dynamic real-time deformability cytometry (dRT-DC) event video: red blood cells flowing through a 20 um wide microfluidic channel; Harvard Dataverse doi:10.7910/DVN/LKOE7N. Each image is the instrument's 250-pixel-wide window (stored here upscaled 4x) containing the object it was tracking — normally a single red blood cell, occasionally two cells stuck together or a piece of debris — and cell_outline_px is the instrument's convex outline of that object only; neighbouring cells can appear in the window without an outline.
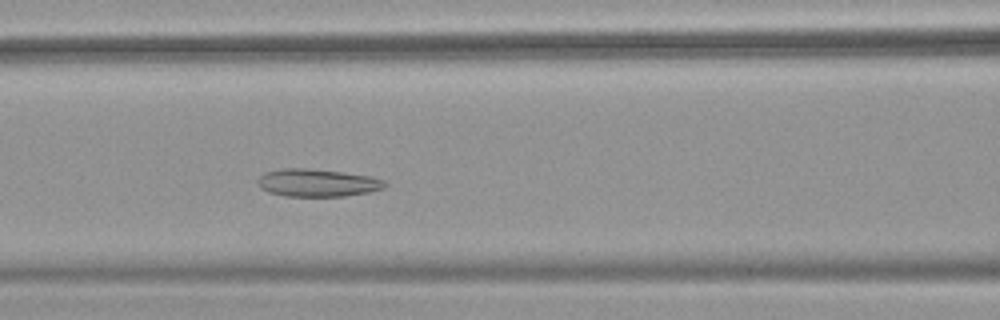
{"species": "common noctule bat (a hibernating species)", "species_latin": "Nyctalus noctula", "temperature_condition": "warm", "stored_images_in_passage": 39, "camera_frame_rate_fps": 3000, "um_per_image_px": 0.085, "animal": {"sex": "female", "body_mass_g": 18.4}, "frame": {"image": 1, "passage_image": 10, "time_ms": 3.0, "image_size_px": [1000, 320], "cell_outline_px": [[388, 184], [384, 188], [368, 192], [344, 196], [284, 196], [268, 192], [260, 188], [256, 180], [264, 172], [284, 168], [304, 168], [340, 172], [368, 176], [384, 180]], "centroid_in_image_um": [26.93, 15.54], "position_along_channel_um": 139.7, "area_um2": 20.4}}
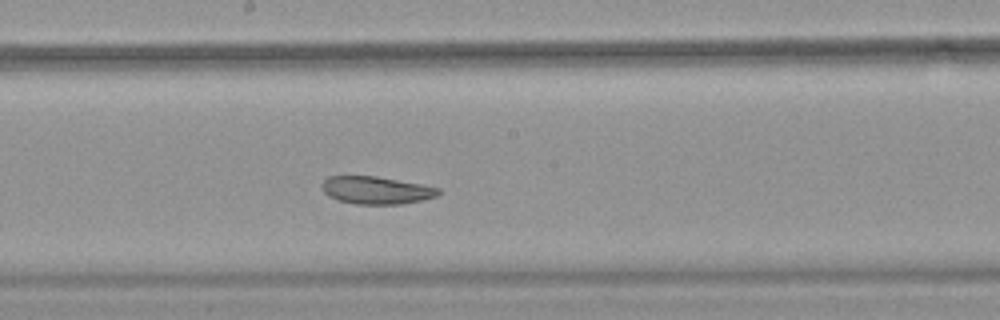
{"frame": {"image": 2, "passage_image": 16, "time_ms": 5.0, "image_size_px": [1000, 320], "cell_outline_px": [[440, 192], [436, 196], [424, 200], [400, 204], [356, 204], [340, 200], [328, 196], [324, 192], [320, 184], [328, 176], [376, 176], [420, 184], [440, 188]], "centroid_in_image_um": [31.97, 16.17], "position_along_channel_um": 216.2, "area_um2": 18.67}}
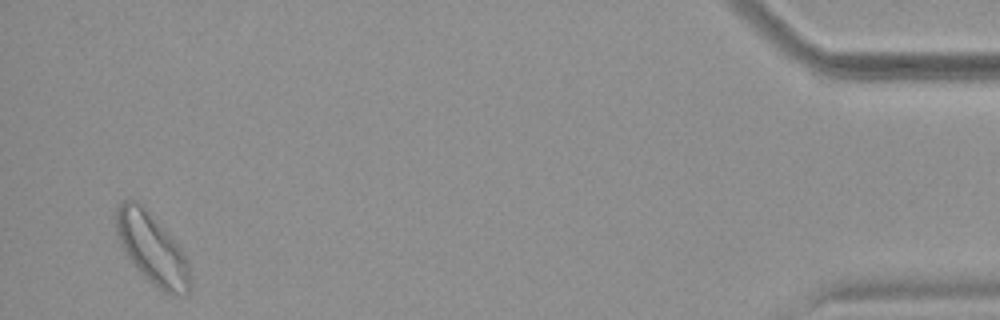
{"frame": {"image": 3, "passage_image": 38, "time_ms": 12.333, "image_size_px": [1000, 320], "cell_outline_px": [[192, 280], [188, 292], [184, 296], [164, 292], [156, 288], [132, 264], [124, 252], [120, 244], [116, 232], [116, 204], [124, 200], [136, 200], [144, 204], [180, 248], [188, 260]], "centroid_in_image_um": [12.91, 21.13], "position_along_channel_um": 422.3, "area_um2": 30.87}, "authors_computed_cell_mechanics": {"area_um2": 20.9236, "velocity_mm_per_s": 3.8491, "shape_relaxation_time_tau1_ms": null, "shape_relaxation_time_tau2_ms": 3.9941, "deformation_change_tau1": null, "deformation_change_tau2": 0.1041}}